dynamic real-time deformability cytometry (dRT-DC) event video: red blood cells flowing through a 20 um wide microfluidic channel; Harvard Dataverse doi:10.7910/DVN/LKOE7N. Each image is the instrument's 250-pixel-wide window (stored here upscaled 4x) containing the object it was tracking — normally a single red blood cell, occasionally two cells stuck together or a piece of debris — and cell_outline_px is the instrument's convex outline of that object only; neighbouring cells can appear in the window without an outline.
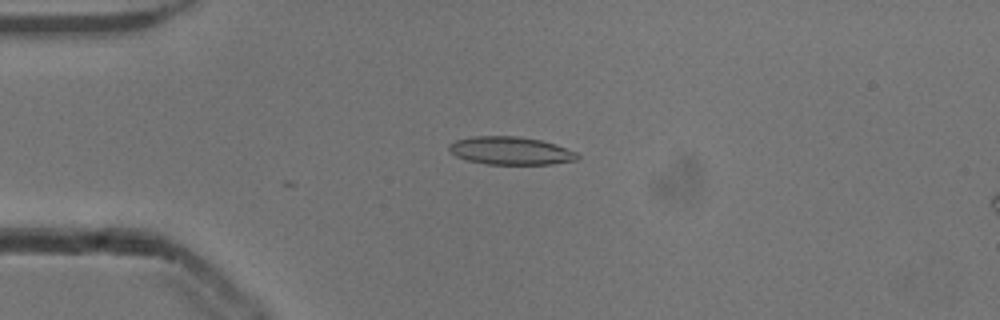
{"species": "common noctule bat (a hibernating species)", "species_latin": "Nyctalus noctula", "temperature_condition": "cold", "stored_images_in_passage": 13, "camera_frame_rate_fps": 3000, "um_per_image_px": 0.085, "animal": {"sex": "male", "body_mass_g": 13.3}, "frame": {"image": 1, "passage_image": 3, "time_ms": 0.667, "image_size_px": [1000, 320], "cell_outline_px": [[580, 160], [552, 164], [488, 164], [468, 160], [456, 156], [448, 148], [448, 144], [456, 140], [472, 136], [516, 136], [540, 140], [556, 144], [576, 152], [580, 156]], "centroid_in_image_um": [43.43, 12.81], "position_along_channel_um": 41.6, "area_um2": 20.92}}
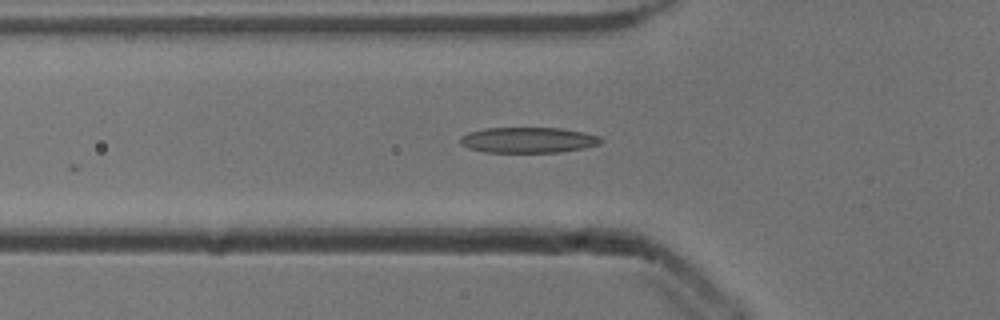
{"frame": {"image": 2, "passage_image": 8, "time_ms": 2.333, "image_size_px": [1000, 320], "cell_outline_px": [[604, 140], [600, 144], [584, 148], [560, 152], [484, 152], [468, 148], [460, 144], [460, 136], [468, 132], [484, 128], [560, 128], [584, 132], [600, 136]], "centroid_in_image_um": [44.89, 11.9], "position_along_channel_um": 80.9, "area_um2": 21.15}}
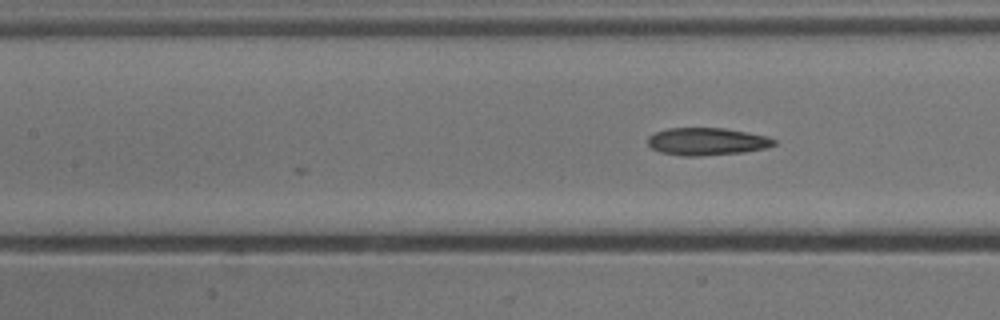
{"frame": {"image": 3, "passage_image": 13, "time_ms": 4.0, "image_size_px": [1000, 320], "cell_outline_px": [[776, 144], [768, 148], [744, 152], [700, 156], [684, 156], [660, 152], [652, 148], [648, 144], [648, 136], [656, 132], [668, 128], [724, 128], [768, 136], [776, 140]], "centroid_in_image_um": [60.11, 12.03], "position_along_channel_um": 147.3, "area_um2": 20.29}}